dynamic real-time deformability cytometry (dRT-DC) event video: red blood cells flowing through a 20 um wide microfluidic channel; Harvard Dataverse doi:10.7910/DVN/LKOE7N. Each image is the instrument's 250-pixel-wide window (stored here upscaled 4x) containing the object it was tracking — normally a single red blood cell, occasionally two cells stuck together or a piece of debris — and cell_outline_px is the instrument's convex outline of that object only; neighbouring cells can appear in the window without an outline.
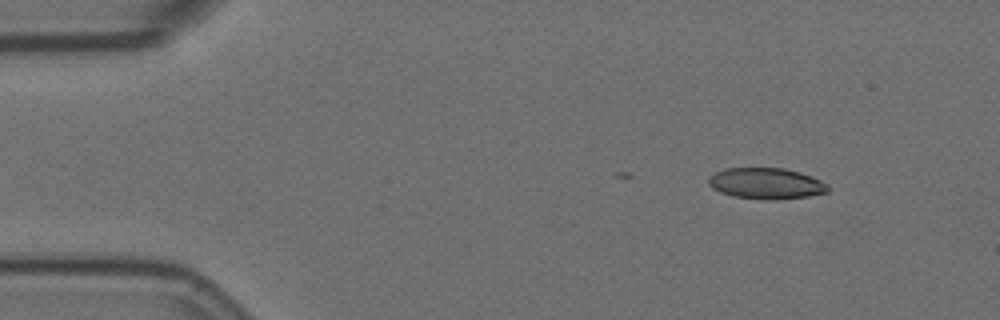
{"species": "Egyptian fruit bat (a non-hibernating species)", "species_latin": "Rousettus aegyptiacus", "temperature_condition": "room temperature", "stored_images_in_passage": 4, "camera_frame_rate_fps": 3000, "um_per_image_px": 0.085, "animal": {"sex": "female"}, "frame": {"image": 1, "passage_image": 2, "time_ms": 0.333, "image_size_px": [1000, 320], "cell_outline_px": [[832, 188], [828, 192], [808, 196], [772, 200], [768, 200], [732, 196], [720, 192], [712, 188], [708, 184], [708, 176], [724, 168], [784, 168], [800, 172], [812, 176], [828, 184]], "centroid_in_image_um": [65.13, 15.59], "position_along_channel_um": 19.9, "area_um2": 21.85}}
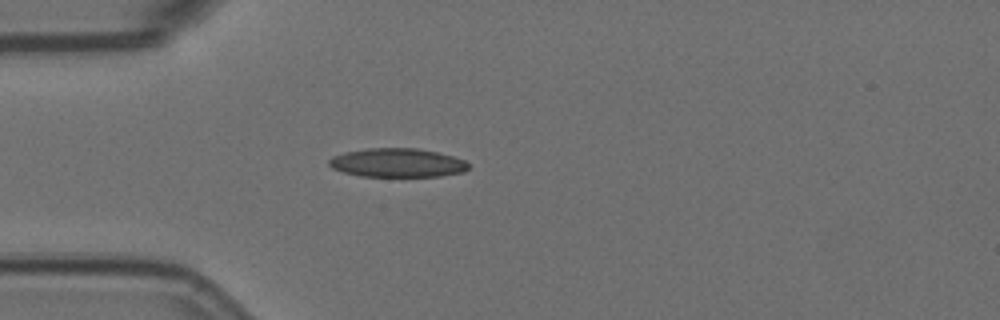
{"frame": {"image": 2, "passage_image": 4, "time_ms": 1.0, "image_size_px": [1000, 320], "cell_outline_px": [[468, 168], [464, 172], [440, 176], [360, 176], [344, 172], [332, 168], [328, 164], [328, 160], [332, 156], [344, 152], [368, 148], [416, 148], [436, 152], [452, 156], [464, 160], [468, 164]], "centroid_in_image_um": [33.74, 13.83], "position_along_channel_um": 51.3, "area_um2": 23.35}}